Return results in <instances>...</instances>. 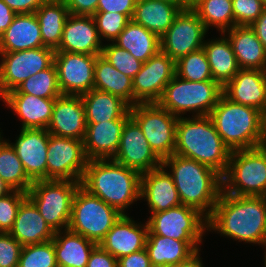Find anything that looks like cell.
Wrapping results in <instances>:
<instances>
[{"instance_id": "cell-59", "label": "cell", "mask_w": 266, "mask_h": 267, "mask_svg": "<svg viewBox=\"0 0 266 267\" xmlns=\"http://www.w3.org/2000/svg\"><path fill=\"white\" fill-rule=\"evenodd\" d=\"M159 267H178V265H163V266H159Z\"/></svg>"}, {"instance_id": "cell-3", "label": "cell", "mask_w": 266, "mask_h": 267, "mask_svg": "<svg viewBox=\"0 0 266 267\" xmlns=\"http://www.w3.org/2000/svg\"><path fill=\"white\" fill-rule=\"evenodd\" d=\"M162 166L171 168L169 174L181 204L197 209L208 219L222 192V176L204 164L176 154L165 158Z\"/></svg>"}, {"instance_id": "cell-28", "label": "cell", "mask_w": 266, "mask_h": 267, "mask_svg": "<svg viewBox=\"0 0 266 267\" xmlns=\"http://www.w3.org/2000/svg\"><path fill=\"white\" fill-rule=\"evenodd\" d=\"M223 33L228 35L240 69L266 71V49L250 26H234Z\"/></svg>"}, {"instance_id": "cell-12", "label": "cell", "mask_w": 266, "mask_h": 267, "mask_svg": "<svg viewBox=\"0 0 266 267\" xmlns=\"http://www.w3.org/2000/svg\"><path fill=\"white\" fill-rule=\"evenodd\" d=\"M55 50L49 47L17 52H0V99L15 90L30 76L54 63Z\"/></svg>"}, {"instance_id": "cell-11", "label": "cell", "mask_w": 266, "mask_h": 267, "mask_svg": "<svg viewBox=\"0 0 266 267\" xmlns=\"http://www.w3.org/2000/svg\"><path fill=\"white\" fill-rule=\"evenodd\" d=\"M149 230L156 235L187 241L196 251L207 230V218L197 209L179 205L166 211L151 213L146 221Z\"/></svg>"}, {"instance_id": "cell-10", "label": "cell", "mask_w": 266, "mask_h": 267, "mask_svg": "<svg viewBox=\"0 0 266 267\" xmlns=\"http://www.w3.org/2000/svg\"><path fill=\"white\" fill-rule=\"evenodd\" d=\"M130 117L138 124L150 147L162 161L174 154L177 116L158 103H139L130 107Z\"/></svg>"}, {"instance_id": "cell-22", "label": "cell", "mask_w": 266, "mask_h": 267, "mask_svg": "<svg viewBox=\"0 0 266 267\" xmlns=\"http://www.w3.org/2000/svg\"><path fill=\"white\" fill-rule=\"evenodd\" d=\"M148 231V223L137 224L131 217L122 214L99 245L119 259L144 249Z\"/></svg>"}, {"instance_id": "cell-40", "label": "cell", "mask_w": 266, "mask_h": 267, "mask_svg": "<svg viewBox=\"0 0 266 267\" xmlns=\"http://www.w3.org/2000/svg\"><path fill=\"white\" fill-rule=\"evenodd\" d=\"M176 75L188 81H214L205 50L189 53L175 62Z\"/></svg>"}, {"instance_id": "cell-53", "label": "cell", "mask_w": 266, "mask_h": 267, "mask_svg": "<svg viewBox=\"0 0 266 267\" xmlns=\"http://www.w3.org/2000/svg\"><path fill=\"white\" fill-rule=\"evenodd\" d=\"M16 13L3 1L0 0V36L12 23Z\"/></svg>"}, {"instance_id": "cell-39", "label": "cell", "mask_w": 266, "mask_h": 267, "mask_svg": "<svg viewBox=\"0 0 266 267\" xmlns=\"http://www.w3.org/2000/svg\"><path fill=\"white\" fill-rule=\"evenodd\" d=\"M7 94H31L45 99L60 97L62 93L59 88L57 70L54 63L49 68L30 76L15 90Z\"/></svg>"}, {"instance_id": "cell-58", "label": "cell", "mask_w": 266, "mask_h": 267, "mask_svg": "<svg viewBox=\"0 0 266 267\" xmlns=\"http://www.w3.org/2000/svg\"><path fill=\"white\" fill-rule=\"evenodd\" d=\"M200 0H184V3L189 7L192 8L196 3Z\"/></svg>"}, {"instance_id": "cell-42", "label": "cell", "mask_w": 266, "mask_h": 267, "mask_svg": "<svg viewBox=\"0 0 266 267\" xmlns=\"http://www.w3.org/2000/svg\"><path fill=\"white\" fill-rule=\"evenodd\" d=\"M101 56L119 72L132 79L140 71L143 64L114 42L103 45Z\"/></svg>"}, {"instance_id": "cell-46", "label": "cell", "mask_w": 266, "mask_h": 267, "mask_svg": "<svg viewBox=\"0 0 266 267\" xmlns=\"http://www.w3.org/2000/svg\"><path fill=\"white\" fill-rule=\"evenodd\" d=\"M22 245L9 233L0 232V267H18Z\"/></svg>"}, {"instance_id": "cell-35", "label": "cell", "mask_w": 266, "mask_h": 267, "mask_svg": "<svg viewBox=\"0 0 266 267\" xmlns=\"http://www.w3.org/2000/svg\"><path fill=\"white\" fill-rule=\"evenodd\" d=\"M114 43L142 63L160 51V38L133 20L127 23Z\"/></svg>"}, {"instance_id": "cell-41", "label": "cell", "mask_w": 266, "mask_h": 267, "mask_svg": "<svg viewBox=\"0 0 266 267\" xmlns=\"http://www.w3.org/2000/svg\"><path fill=\"white\" fill-rule=\"evenodd\" d=\"M18 267H58L53 240L22 246Z\"/></svg>"}, {"instance_id": "cell-30", "label": "cell", "mask_w": 266, "mask_h": 267, "mask_svg": "<svg viewBox=\"0 0 266 267\" xmlns=\"http://www.w3.org/2000/svg\"><path fill=\"white\" fill-rule=\"evenodd\" d=\"M81 98L85 109L86 123H102L122 119L131 107L120 97L94 88L81 95Z\"/></svg>"}, {"instance_id": "cell-61", "label": "cell", "mask_w": 266, "mask_h": 267, "mask_svg": "<svg viewBox=\"0 0 266 267\" xmlns=\"http://www.w3.org/2000/svg\"><path fill=\"white\" fill-rule=\"evenodd\" d=\"M263 2V4L266 6V0H261Z\"/></svg>"}, {"instance_id": "cell-2", "label": "cell", "mask_w": 266, "mask_h": 267, "mask_svg": "<svg viewBox=\"0 0 266 267\" xmlns=\"http://www.w3.org/2000/svg\"><path fill=\"white\" fill-rule=\"evenodd\" d=\"M141 173L112 158L88 161L81 186L121 214L140 199Z\"/></svg>"}, {"instance_id": "cell-18", "label": "cell", "mask_w": 266, "mask_h": 267, "mask_svg": "<svg viewBox=\"0 0 266 267\" xmlns=\"http://www.w3.org/2000/svg\"><path fill=\"white\" fill-rule=\"evenodd\" d=\"M16 143H10L32 180H47V148L50 133L47 129H21Z\"/></svg>"}, {"instance_id": "cell-34", "label": "cell", "mask_w": 266, "mask_h": 267, "mask_svg": "<svg viewBox=\"0 0 266 267\" xmlns=\"http://www.w3.org/2000/svg\"><path fill=\"white\" fill-rule=\"evenodd\" d=\"M45 47L56 50L62 39L64 24L70 15L64 0H47L35 12Z\"/></svg>"}, {"instance_id": "cell-45", "label": "cell", "mask_w": 266, "mask_h": 267, "mask_svg": "<svg viewBox=\"0 0 266 267\" xmlns=\"http://www.w3.org/2000/svg\"><path fill=\"white\" fill-rule=\"evenodd\" d=\"M234 25L250 26L266 8L261 0H232Z\"/></svg>"}, {"instance_id": "cell-13", "label": "cell", "mask_w": 266, "mask_h": 267, "mask_svg": "<svg viewBox=\"0 0 266 267\" xmlns=\"http://www.w3.org/2000/svg\"><path fill=\"white\" fill-rule=\"evenodd\" d=\"M46 155L47 180L81 182L89 161L83 140L50 134Z\"/></svg>"}, {"instance_id": "cell-16", "label": "cell", "mask_w": 266, "mask_h": 267, "mask_svg": "<svg viewBox=\"0 0 266 267\" xmlns=\"http://www.w3.org/2000/svg\"><path fill=\"white\" fill-rule=\"evenodd\" d=\"M175 75V61L167 54L159 51L149 58L133 78V106L139 103H157Z\"/></svg>"}, {"instance_id": "cell-5", "label": "cell", "mask_w": 266, "mask_h": 267, "mask_svg": "<svg viewBox=\"0 0 266 267\" xmlns=\"http://www.w3.org/2000/svg\"><path fill=\"white\" fill-rule=\"evenodd\" d=\"M209 117L231 151L263 145V113L258 109L235 103L222 94Z\"/></svg>"}, {"instance_id": "cell-23", "label": "cell", "mask_w": 266, "mask_h": 267, "mask_svg": "<svg viewBox=\"0 0 266 267\" xmlns=\"http://www.w3.org/2000/svg\"><path fill=\"white\" fill-rule=\"evenodd\" d=\"M129 118L130 111L122 119L102 123H86L83 142L87 158L89 160L113 158L120 146L122 129Z\"/></svg>"}, {"instance_id": "cell-50", "label": "cell", "mask_w": 266, "mask_h": 267, "mask_svg": "<svg viewBox=\"0 0 266 267\" xmlns=\"http://www.w3.org/2000/svg\"><path fill=\"white\" fill-rule=\"evenodd\" d=\"M118 267H153L147 250L144 248L117 259Z\"/></svg>"}, {"instance_id": "cell-44", "label": "cell", "mask_w": 266, "mask_h": 267, "mask_svg": "<svg viewBox=\"0 0 266 267\" xmlns=\"http://www.w3.org/2000/svg\"><path fill=\"white\" fill-rule=\"evenodd\" d=\"M26 197L27 193L13 190L0 198V232L9 233L12 229L20 204Z\"/></svg>"}, {"instance_id": "cell-60", "label": "cell", "mask_w": 266, "mask_h": 267, "mask_svg": "<svg viewBox=\"0 0 266 267\" xmlns=\"http://www.w3.org/2000/svg\"><path fill=\"white\" fill-rule=\"evenodd\" d=\"M264 248L266 249V246H265ZM264 255H265V256H264V257H265V258H264V260H265V261H264V265H265L264 267H266V251H265V254H264Z\"/></svg>"}, {"instance_id": "cell-43", "label": "cell", "mask_w": 266, "mask_h": 267, "mask_svg": "<svg viewBox=\"0 0 266 267\" xmlns=\"http://www.w3.org/2000/svg\"><path fill=\"white\" fill-rule=\"evenodd\" d=\"M100 40L114 42L130 19L118 12H96L93 15Z\"/></svg>"}, {"instance_id": "cell-1", "label": "cell", "mask_w": 266, "mask_h": 267, "mask_svg": "<svg viewBox=\"0 0 266 267\" xmlns=\"http://www.w3.org/2000/svg\"><path fill=\"white\" fill-rule=\"evenodd\" d=\"M214 230L234 240L266 246V197L220 193L207 231Z\"/></svg>"}, {"instance_id": "cell-9", "label": "cell", "mask_w": 266, "mask_h": 267, "mask_svg": "<svg viewBox=\"0 0 266 267\" xmlns=\"http://www.w3.org/2000/svg\"><path fill=\"white\" fill-rule=\"evenodd\" d=\"M121 215L80 185L73 199L68 229L99 244Z\"/></svg>"}, {"instance_id": "cell-33", "label": "cell", "mask_w": 266, "mask_h": 267, "mask_svg": "<svg viewBox=\"0 0 266 267\" xmlns=\"http://www.w3.org/2000/svg\"><path fill=\"white\" fill-rule=\"evenodd\" d=\"M224 34V35H223ZM221 38L204 41L203 49L206 52L213 80L222 87L237 74L239 66L236 56L226 33Z\"/></svg>"}, {"instance_id": "cell-7", "label": "cell", "mask_w": 266, "mask_h": 267, "mask_svg": "<svg viewBox=\"0 0 266 267\" xmlns=\"http://www.w3.org/2000/svg\"><path fill=\"white\" fill-rule=\"evenodd\" d=\"M222 94L216 81L193 82L175 75L157 103L177 117L190 111L195 116H209Z\"/></svg>"}, {"instance_id": "cell-47", "label": "cell", "mask_w": 266, "mask_h": 267, "mask_svg": "<svg viewBox=\"0 0 266 267\" xmlns=\"http://www.w3.org/2000/svg\"><path fill=\"white\" fill-rule=\"evenodd\" d=\"M137 0H99L96 12H118L132 20Z\"/></svg>"}, {"instance_id": "cell-57", "label": "cell", "mask_w": 266, "mask_h": 267, "mask_svg": "<svg viewBox=\"0 0 266 267\" xmlns=\"http://www.w3.org/2000/svg\"><path fill=\"white\" fill-rule=\"evenodd\" d=\"M263 145L266 146V110L263 113Z\"/></svg>"}, {"instance_id": "cell-48", "label": "cell", "mask_w": 266, "mask_h": 267, "mask_svg": "<svg viewBox=\"0 0 266 267\" xmlns=\"http://www.w3.org/2000/svg\"><path fill=\"white\" fill-rule=\"evenodd\" d=\"M86 267H118L117 258L98 244L92 250Z\"/></svg>"}, {"instance_id": "cell-27", "label": "cell", "mask_w": 266, "mask_h": 267, "mask_svg": "<svg viewBox=\"0 0 266 267\" xmlns=\"http://www.w3.org/2000/svg\"><path fill=\"white\" fill-rule=\"evenodd\" d=\"M1 100L22 120L21 129H47L56 99L31 94H6Z\"/></svg>"}, {"instance_id": "cell-52", "label": "cell", "mask_w": 266, "mask_h": 267, "mask_svg": "<svg viewBox=\"0 0 266 267\" xmlns=\"http://www.w3.org/2000/svg\"><path fill=\"white\" fill-rule=\"evenodd\" d=\"M251 29L257 35V38L266 49V8L262 14L250 25Z\"/></svg>"}, {"instance_id": "cell-51", "label": "cell", "mask_w": 266, "mask_h": 267, "mask_svg": "<svg viewBox=\"0 0 266 267\" xmlns=\"http://www.w3.org/2000/svg\"><path fill=\"white\" fill-rule=\"evenodd\" d=\"M16 14L34 13L47 0H3Z\"/></svg>"}, {"instance_id": "cell-24", "label": "cell", "mask_w": 266, "mask_h": 267, "mask_svg": "<svg viewBox=\"0 0 266 267\" xmlns=\"http://www.w3.org/2000/svg\"><path fill=\"white\" fill-rule=\"evenodd\" d=\"M160 166L141 175V200L146 199L150 213L181 205L178 191L169 172Z\"/></svg>"}, {"instance_id": "cell-31", "label": "cell", "mask_w": 266, "mask_h": 267, "mask_svg": "<svg viewBox=\"0 0 266 267\" xmlns=\"http://www.w3.org/2000/svg\"><path fill=\"white\" fill-rule=\"evenodd\" d=\"M180 11L178 6L166 1L137 0L132 20L160 38Z\"/></svg>"}, {"instance_id": "cell-14", "label": "cell", "mask_w": 266, "mask_h": 267, "mask_svg": "<svg viewBox=\"0 0 266 267\" xmlns=\"http://www.w3.org/2000/svg\"><path fill=\"white\" fill-rule=\"evenodd\" d=\"M206 32L208 30L204 23L192 8L181 10L160 37V51L176 62L179 58L202 49Z\"/></svg>"}, {"instance_id": "cell-38", "label": "cell", "mask_w": 266, "mask_h": 267, "mask_svg": "<svg viewBox=\"0 0 266 267\" xmlns=\"http://www.w3.org/2000/svg\"><path fill=\"white\" fill-rule=\"evenodd\" d=\"M192 9L207 30L214 26L223 33L235 26L232 0H200Z\"/></svg>"}, {"instance_id": "cell-36", "label": "cell", "mask_w": 266, "mask_h": 267, "mask_svg": "<svg viewBox=\"0 0 266 267\" xmlns=\"http://www.w3.org/2000/svg\"><path fill=\"white\" fill-rule=\"evenodd\" d=\"M94 89L116 95L133 106V79L119 72L101 55L94 66Z\"/></svg>"}, {"instance_id": "cell-26", "label": "cell", "mask_w": 266, "mask_h": 267, "mask_svg": "<svg viewBox=\"0 0 266 267\" xmlns=\"http://www.w3.org/2000/svg\"><path fill=\"white\" fill-rule=\"evenodd\" d=\"M45 47L35 13L16 14L0 36V52H17Z\"/></svg>"}, {"instance_id": "cell-56", "label": "cell", "mask_w": 266, "mask_h": 267, "mask_svg": "<svg viewBox=\"0 0 266 267\" xmlns=\"http://www.w3.org/2000/svg\"><path fill=\"white\" fill-rule=\"evenodd\" d=\"M161 1H166L169 2L173 5L178 6L181 10L188 9L189 7L184 3V0H161Z\"/></svg>"}, {"instance_id": "cell-29", "label": "cell", "mask_w": 266, "mask_h": 267, "mask_svg": "<svg viewBox=\"0 0 266 267\" xmlns=\"http://www.w3.org/2000/svg\"><path fill=\"white\" fill-rule=\"evenodd\" d=\"M52 240L58 267H86L92 250L98 245L69 229L55 232Z\"/></svg>"}, {"instance_id": "cell-37", "label": "cell", "mask_w": 266, "mask_h": 267, "mask_svg": "<svg viewBox=\"0 0 266 267\" xmlns=\"http://www.w3.org/2000/svg\"><path fill=\"white\" fill-rule=\"evenodd\" d=\"M0 139V177L13 189L27 193L33 181L24 171L22 162L9 140Z\"/></svg>"}, {"instance_id": "cell-49", "label": "cell", "mask_w": 266, "mask_h": 267, "mask_svg": "<svg viewBox=\"0 0 266 267\" xmlns=\"http://www.w3.org/2000/svg\"><path fill=\"white\" fill-rule=\"evenodd\" d=\"M71 15L93 16L99 0H64Z\"/></svg>"}, {"instance_id": "cell-25", "label": "cell", "mask_w": 266, "mask_h": 267, "mask_svg": "<svg viewBox=\"0 0 266 267\" xmlns=\"http://www.w3.org/2000/svg\"><path fill=\"white\" fill-rule=\"evenodd\" d=\"M54 233L35 204L26 197L20 204L9 234L22 246H26L50 241L53 239Z\"/></svg>"}, {"instance_id": "cell-19", "label": "cell", "mask_w": 266, "mask_h": 267, "mask_svg": "<svg viewBox=\"0 0 266 267\" xmlns=\"http://www.w3.org/2000/svg\"><path fill=\"white\" fill-rule=\"evenodd\" d=\"M86 117L81 96L61 95L56 98L47 130L51 135L84 140Z\"/></svg>"}, {"instance_id": "cell-4", "label": "cell", "mask_w": 266, "mask_h": 267, "mask_svg": "<svg viewBox=\"0 0 266 267\" xmlns=\"http://www.w3.org/2000/svg\"><path fill=\"white\" fill-rule=\"evenodd\" d=\"M192 117H178L174 154L204 164L223 176L232 151L209 116Z\"/></svg>"}, {"instance_id": "cell-17", "label": "cell", "mask_w": 266, "mask_h": 267, "mask_svg": "<svg viewBox=\"0 0 266 267\" xmlns=\"http://www.w3.org/2000/svg\"><path fill=\"white\" fill-rule=\"evenodd\" d=\"M112 159L141 174L162 166V160L152 150L143 131L131 117L122 129L120 146Z\"/></svg>"}, {"instance_id": "cell-55", "label": "cell", "mask_w": 266, "mask_h": 267, "mask_svg": "<svg viewBox=\"0 0 266 267\" xmlns=\"http://www.w3.org/2000/svg\"><path fill=\"white\" fill-rule=\"evenodd\" d=\"M13 189L0 177V198L11 193Z\"/></svg>"}, {"instance_id": "cell-32", "label": "cell", "mask_w": 266, "mask_h": 267, "mask_svg": "<svg viewBox=\"0 0 266 267\" xmlns=\"http://www.w3.org/2000/svg\"><path fill=\"white\" fill-rule=\"evenodd\" d=\"M145 249L153 267L178 265L197 252L187 241L156 235L150 230Z\"/></svg>"}, {"instance_id": "cell-20", "label": "cell", "mask_w": 266, "mask_h": 267, "mask_svg": "<svg viewBox=\"0 0 266 267\" xmlns=\"http://www.w3.org/2000/svg\"><path fill=\"white\" fill-rule=\"evenodd\" d=\"M100 40L93 16L69 15L62 33L59 47L55 51L87 55H101Z\"/></svg>"}, {"instance_id": "cell-15", "label": "cell", "mask_w": 266, "mask_h": 267, "mask_svg": "<svg viewBox=\"0 0 266 267\" xmlns=\"http://www.w3.org/2000/svg\"><path fill=\"white\" fill-rule=\"evenodd\" d=\"M99 55L55 51L54 65L62 95L81 96L94 88V66Z\"/></svg>"}, {"instance_id": "cell-6", "label": "cell", "mask_w": 266, "mask_h": 267, "mask_svg": "<svg viewBox=\"0 0 266 267\" xmlns=\"http://www.w3.org/2000/svg\"><path fill=\"white\" fill-rule=\"evenodd\" d=\"M222 191L236 196L266 197V146L231 152L222 176Z\"/></svg>"}, {"instance_id": "cell-8", "label": "cell", "mask_w": 266, "mask_h": 267, "mask_svg": "<svg viewBox=\"0 0 266 267\" xmlns=\"http://www.w3.org/2000/svg\"><path fill=\"white\" fill-rule=\"evenodd\" d=\"M81 182L69 180H36L27 192L45 222L54 232L68 229L72 203Z\"/></svg>"}, {"instance_id": "cell-54", "label": "cell", "mask_w": 266, "mask_h": 267, "mask_svg": "<svg viewBox=\"0 0 266 267\" xmlns=\"http://www.w3.org/2000/svg\"><path fill=\"white\" fill-rule=\"evenodd\" d=\"M199 254V251H197L186 261L180 262L178 264V267H204L202 260H200L201 257L199 256Z\"/></svg>"}, {"instance_id": "cell-21", "label": "cell", "mask_w": 266, "mask_h": 267, "mask_svg": "<svg viewBox=\"0 0 266 267\" xmlns=\"http://www.w3.org/2000/svg\"><path fill=\"white\" fill-rule=\"evenodd\" d=\"M223 95L229 100L258 109L266 110V71L239 69L237 74L222 87Z\"/></svg>"}]
</instances>
